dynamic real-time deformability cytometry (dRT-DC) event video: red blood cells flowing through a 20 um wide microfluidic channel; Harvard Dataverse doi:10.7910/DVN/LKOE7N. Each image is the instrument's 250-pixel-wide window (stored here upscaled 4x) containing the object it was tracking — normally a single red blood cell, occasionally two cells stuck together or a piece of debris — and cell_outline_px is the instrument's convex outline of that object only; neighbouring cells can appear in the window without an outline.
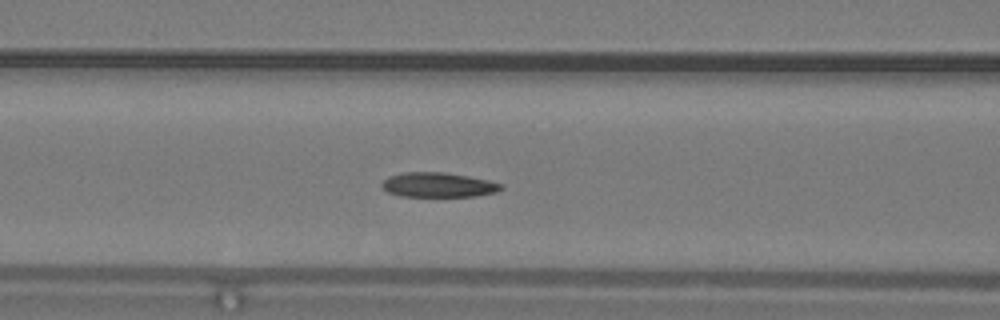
{"species": "common noctule bat (a hibernating species)", "species_latin": "Nyctalus noctula", "temperature_condition": "warm", "stored_images_in_passage": 41, "camera_frame_rate_fps": 3000, "um_per_image_px": 0.085, "animal": {"sex": "male", "body_mass_g": 19.2, "forearm_length_mm": 51.8}, "frame": {"image": 1, "passage_image": 12, "time_ms": 3.667, "image_size_px": [1000, 320], "cell_outline_px": [[504, 188], [496, 192], [476, 196], [400, 196], [388, 192], [380, 184], [388, 176], [404, 172], [444, 172], [468, 176], [488, 180], [504, 184]], "centroid_in_image_um": [37.27, 15.71], "position_along_channel_um": 129.3, "area_um2": 17.17}, "authors_computed_cell_mechanics": {"area_um2": 17.5712, "velocity_mm_per_s": 4.2275, "shape_relaxation_time_tau1_ms": 9.3089, "shape_relaxation_time_tau2_ms": 2.7978, "deformation_change_tau1": 0.1974, "deformation_change_tau2": 0.0919}}